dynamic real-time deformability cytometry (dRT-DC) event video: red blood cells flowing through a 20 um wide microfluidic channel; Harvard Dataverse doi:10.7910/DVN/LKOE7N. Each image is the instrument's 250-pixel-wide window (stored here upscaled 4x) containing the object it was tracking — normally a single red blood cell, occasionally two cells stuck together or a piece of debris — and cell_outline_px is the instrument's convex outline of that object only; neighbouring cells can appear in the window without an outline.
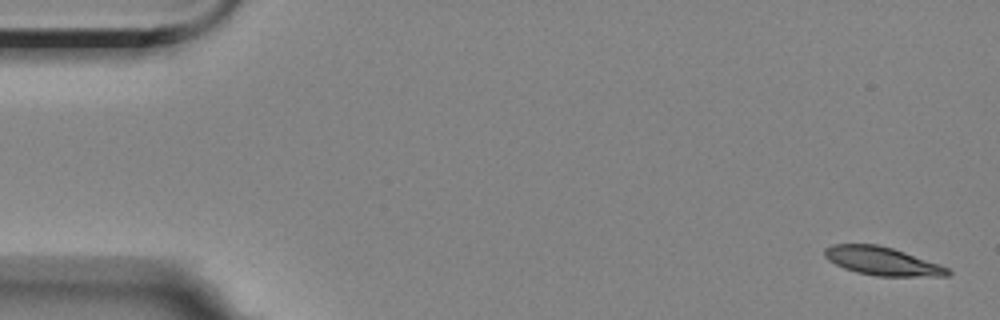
{"species": "Egyptian fruit bat (a non-hibernating species)", "species_latin": "Rousettus aegyptiacus", "temperature_condition": "room temperature", "stored_images_in_passage": 11, "camera_frame_rate_fps": 3000, "um_per_image_px": 0.085, "animal": {"sex": "female"}, "frame": {"image": 1, "passage_image": 1, "time_ms": 0.0, "image_size_px": [1000, 320], "cell_outline_px": [[952, 272], [948, 276], [876, 276], [856, 272], [844, 268], [828, 260], [824, 256], [824, 248], [832, 244], [876, 244], [892, 248], [940, 264], [948, 268]], "centroid_in_image_um": [74.98, 22.19], "position_along_channel_um": 10.0, "area_um2": 20.29}}
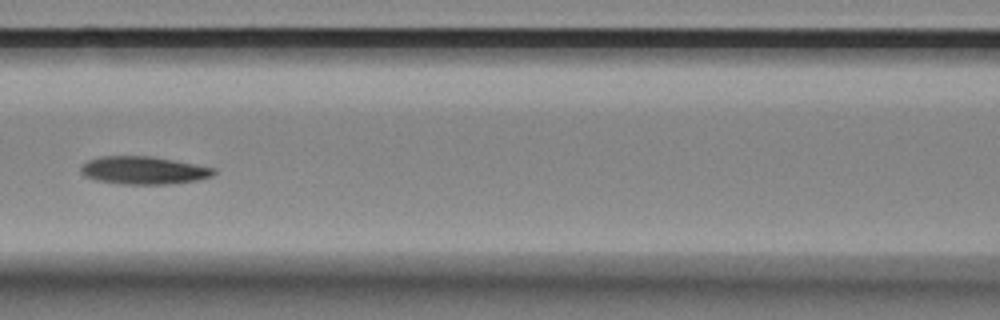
{"frame": {"image": 2, "passage_image": 7, "time_ms": 7.667, "image_size_px": [1000, 320], "cell_outline_px": [[216, 172], [212, 176], [196, 180], [168, 184], [120, 184], [96, 180], [84, 176], [80, 172], [80, 164], [88, 160], [100, 156], [152, 156], [216, 168]], "centroid_in_image_um": [12.16, 14.47], "position_along_channel_um": 154.4, "area_um2": 21.68}}
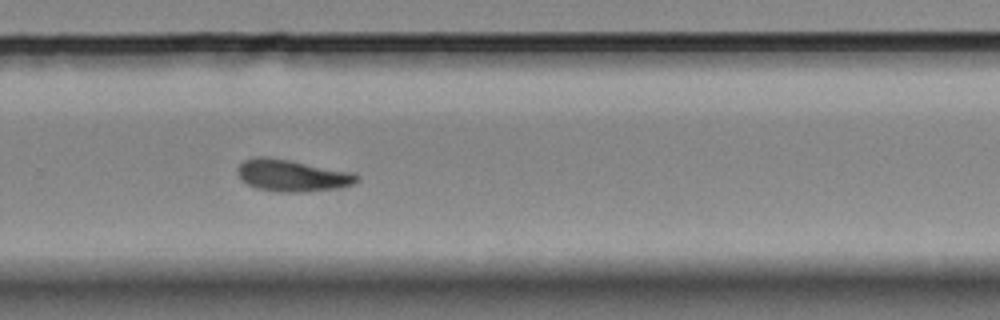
{"frame": {"image": 3, "passage_image": 11, "time_ms": 12.0, "image_size_px": [1000, 320], "cell_outline_px": [[360, 180], [352, 184], [340, 188], [308, 192], [280, 192], [256, 188], [240, 180], [236, 172], [236, 168], [244, 160], [256, 156], [268, 156], [356, 172], [360, 176]], "centroid_in_image_um": [24.85, 14.91], "position_along_channel_um": 304.9, "area_um2": 22.72}}